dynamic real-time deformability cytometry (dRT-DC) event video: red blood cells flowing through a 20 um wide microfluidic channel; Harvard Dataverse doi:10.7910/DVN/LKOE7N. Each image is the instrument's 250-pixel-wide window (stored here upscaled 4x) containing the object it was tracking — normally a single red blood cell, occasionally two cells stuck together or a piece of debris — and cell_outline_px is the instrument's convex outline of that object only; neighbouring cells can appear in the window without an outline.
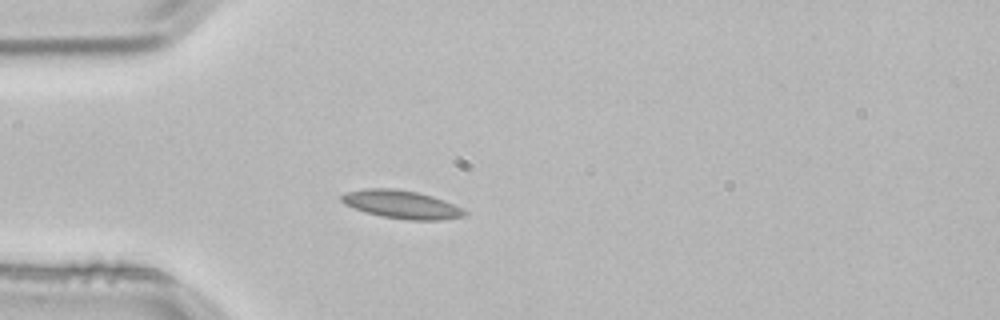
{"species": "common noctule bat (a hibernating species)", "species_latin": "Nyctalus noctula", "temperature_condition": "room temperature", "stored_images_in_passage": 3, "camera_frame_rate_fps": 3000, "um_per_image_px": 0.085, "animal": {"sex": "male", "body_mass_g": 21.5, "forearm_length_mm": 52.0}, "frame": {"image": 1, "passage_image": 3, "time_ms": 0.667, "image_size_px": [1000, 320], "cell_outline_px": [[468, 212], [464, 216], [440, 220], [408, 220], [380, 216], [364, 212], [344, 204], [340, 200], [340, 196], [348, 192], [368, 188], [392, 188], [416, 192], [432, 196], [444, 200]], "centroid_in_image_um": [34.1, 17.38], "position_along_channel_um": 50.9, "area_um2": 20.06}}